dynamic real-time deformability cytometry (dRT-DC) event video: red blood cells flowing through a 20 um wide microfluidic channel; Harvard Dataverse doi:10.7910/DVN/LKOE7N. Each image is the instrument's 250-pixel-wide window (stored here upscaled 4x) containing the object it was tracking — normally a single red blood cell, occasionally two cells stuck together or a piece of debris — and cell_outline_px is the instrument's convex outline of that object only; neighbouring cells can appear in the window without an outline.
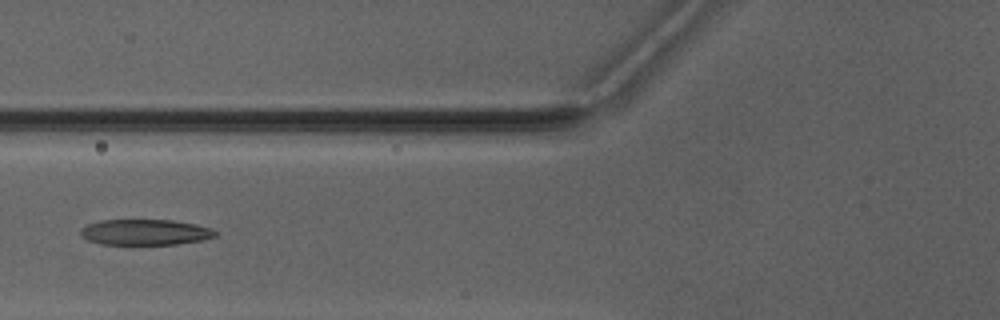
{"species": "Egyptian fruit bat (a non-hibernating species)", "species_latin": "Rousettus aegyptiacus", "temperature_condition": "warm", "stored_images_in_passage": 7, "camera_frame_rate_fps": 3000, "um_per_image_px": 0.085, "animal": {"sex": "male"}, "frame": {"image": 1, "passage_image": 6, "time_ms": 6.0, "image_size_px": [1000, 320], "cell_outline_px": [[220, 232], [216, 236], [200, 240], [176, 244], [100, 244], [88, 240], [80, 232], [80, 228], [88, 224], [100, 220], [172, 220], [196, 224], [212, 228]], "centroid_in_image_um": [12.37, 19.73], "position_along_channel_um": 113.4, "area_um2": 20.17}}
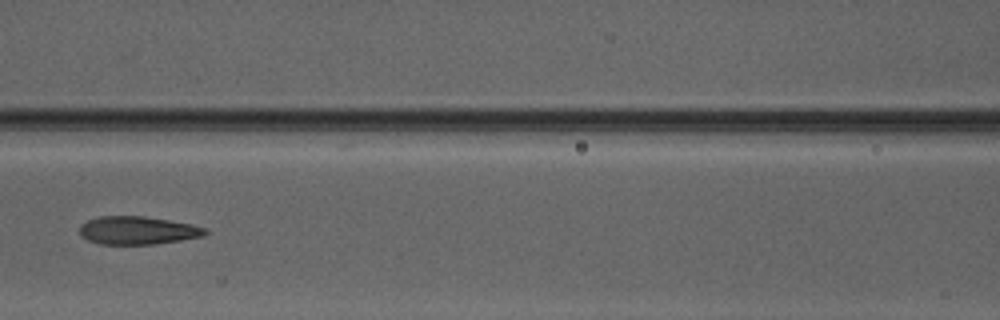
{"frame": {"image": 2, "passage_image": 7, "time_ms": 7.0, "image_size_px": [1000, 320], "cell_outline_px": [[208, 232], [204, 236], [156, 244], [100, 244], [88, 240], [80, 236], [80, 224], [88, 220], [100, 216], [144, 216], [192, 224], [208, 228]], "centroid_in_image_um": [11.71, 19.58], "position_along_channel_um": 154.9, "area_um2": 20.63}}